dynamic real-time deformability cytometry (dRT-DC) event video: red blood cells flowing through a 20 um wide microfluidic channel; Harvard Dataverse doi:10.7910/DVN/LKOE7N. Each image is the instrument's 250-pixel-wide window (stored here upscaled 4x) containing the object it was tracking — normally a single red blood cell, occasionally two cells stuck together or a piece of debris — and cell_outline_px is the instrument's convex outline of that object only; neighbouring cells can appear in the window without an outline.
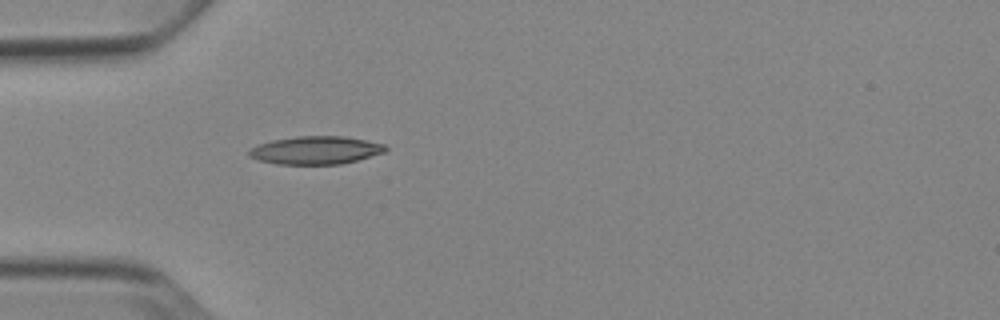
{"species": "Egyptian fruit bat (a non-hibernating species)", "species_latin": "Rousettus aegyptiacus", "temperature_condition": "cold", "stored_images_in_passage": 37, "camera_frame_rate_fps": 3000, "um_per_image_px": 0.085, "animal": {"sex": "female"}, "frame": {"image": 1, "passage_image": 1, "time_ms": 0.0, "image_size_px": [1000, 320], "cell_outline_px": [[388, 148], [384, 152], [356, 160], [340, 164], [276, 164], [260, 160], [248, 156], [248, 152], [256, 144], [272, 140], [296, 136], [344, 136], [384, 144]], "centroid_in_image_um": [26.8, 12.76], "position_along_channel_um": 58.2, "area_um2": 22.14}}
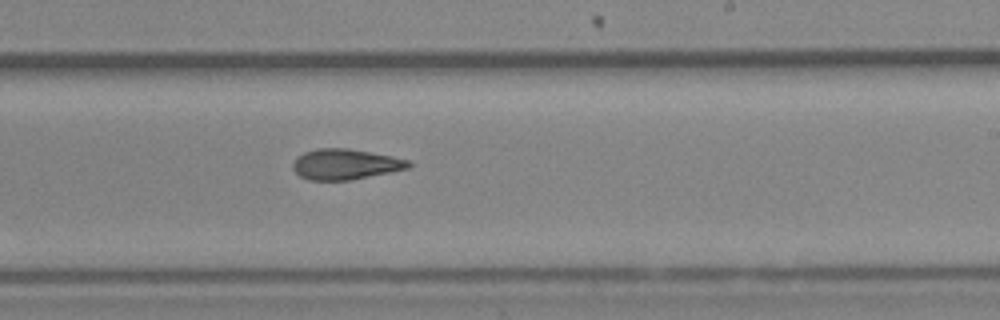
{"frame": {"image": 2, "passage_image": 17, "time_ms": 5.333, "image_size_px": [1000, 320], "cell_outline_px": [[412, 164], [408, 168], [348, 180], [308, 180], [300, 176], [292, 168], [292, 164], [296, 156], [304, 152], [316, 148], [348, 148], [392, 156], [408, 160]], "centroid_in_image_um": [29.29, 13.95], "position_along_channel_um": 259.7, "area_um2": 20.46}}
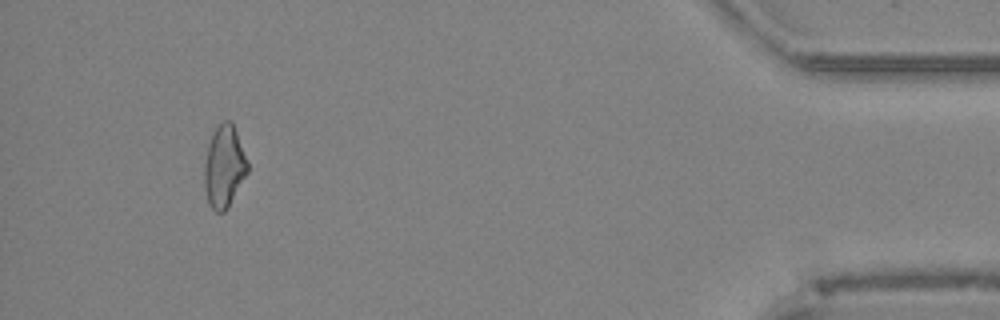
{"frame": {"image": 3, "passage_image": 34, "time_ms": 11.0, "image_size_px": [1000, 320], "cell_outline_px": [[248, 172], [228, 208], [224, 212], [216, 212], [208, 204], [204, 188], [204, 164], [212, 132], [224, 120], [232, 120], [248, 160]], "centroid_in_image_um": [19.06, 14.16], "position_along_channel_um": 416.1, "area_um2": 20.87}, "authors_computed_cell_mechanics": {"area_um2": 20.8658, "velocity_mm_per_s": 3.8944, "shape_relaxation_time_tau1_ms": 9.9193, "shape_relaxation_time_tau2_ms": 4.4423, "deformation_change_tau1": 0.2006, "deformation_change_tau2": 0.1267}}